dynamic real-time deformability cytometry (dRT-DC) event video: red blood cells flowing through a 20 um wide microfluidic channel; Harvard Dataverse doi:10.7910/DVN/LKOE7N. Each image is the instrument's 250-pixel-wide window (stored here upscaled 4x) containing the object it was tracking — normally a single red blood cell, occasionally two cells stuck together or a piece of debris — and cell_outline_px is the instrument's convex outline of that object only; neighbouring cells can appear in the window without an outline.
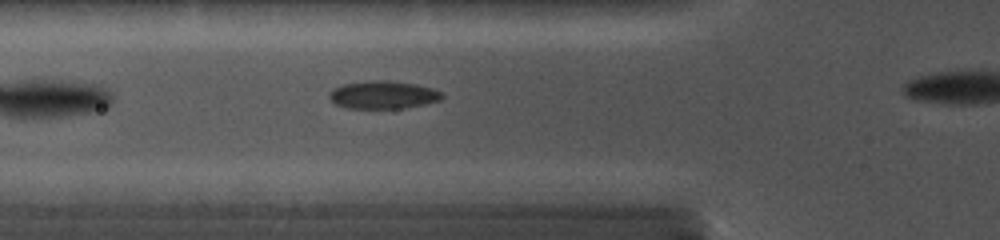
{"species": "common noctule bat (a hibernating species)", "species_latin": "Nyctalus noctula", "temperature_condition": "cold", "stored_images_in_passage": 36, "camera_frame_rate_fps": 5000, "um_per_image_px": 0.085, "animal": {"sex": "female", "body_mass_g": 19.0, "forearm_length_mm": 56.7}, "frame": {"image": 1, "passage_image": 5, "time_ms": 1.0, "image_size_px": [1000, 240], "cell_outline_px": [[444, 96], [440, 100], [404, 108], [348, 108], [336, 104], [328, 96], [332, 88], [344, 84], [368, 80], [388, 80], [416, 84], [432, 88], [440, 92]], "centroid_in_image_um": [32.54, 8.05], "position_along_channel_um": 93.3, "area_um2": 18.21}}
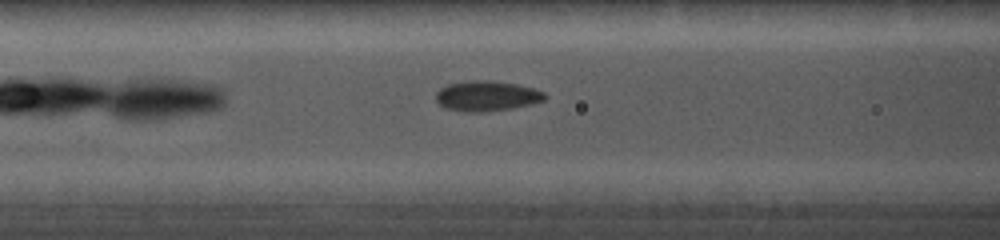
{"frame": {"image": 2, "passage_image": 8, "time_ms": 1.8, "image_size_px": [1000, 240], "cell_outline_px": [[548, 96], [544, 100], [528, 104], [508, 108], [476, 112], [472, 112], [448, 108], [440, 104], [436, 100], [436, 92], [440, 88], [448, 84], [468, 80], [492, 80], [516, 84], [532, 88], [544, 92]], "centroid_in_image_um": [41.36, 8.12], "position_along_channel_um": 125.2, "area_um2": 18.79}}